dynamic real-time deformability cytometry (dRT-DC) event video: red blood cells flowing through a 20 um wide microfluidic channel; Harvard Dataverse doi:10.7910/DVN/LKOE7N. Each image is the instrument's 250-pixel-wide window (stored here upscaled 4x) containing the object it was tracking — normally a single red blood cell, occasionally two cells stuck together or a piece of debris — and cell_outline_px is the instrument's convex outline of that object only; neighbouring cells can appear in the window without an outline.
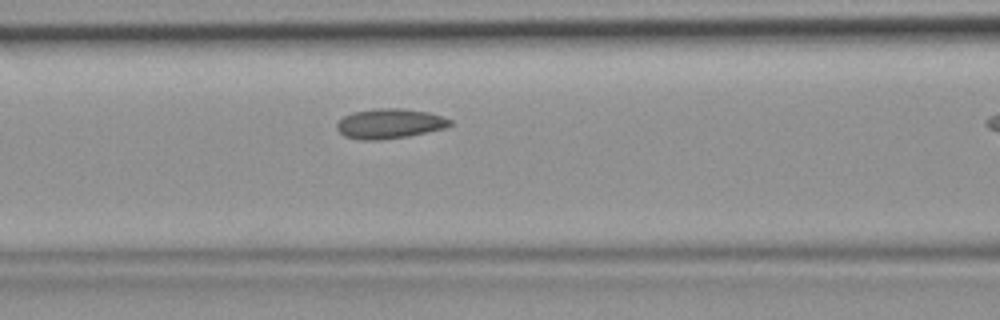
{"species": "common noctule bat (a hibernating species)", "species_latin": "Nyctalus noctula", "temperature_condition": "room temperature", "stored_images_in_passage": 6, "camera_frame_rate_fps": 3000, "um_per_image_px": 0.085, "animal": {"sex": "female", "body_mass_g": 19.9}, "frame": {"image": 1, "passage_image": 5, "time_ms": 1.333, "image_size_px": [1000, 320], "cell_outline_px": [[452, 124], [448, 128], [408, 136], [384, 140], [360, 140], [344, 136], [336, 128], [336, 124], [344, 116], [352, 112], [372, 108], [400, 108], [428, 112], [452, 120]], "centroid_in_image_um": [33.12, 10.51], "position_along_channel_um": 133.5, "area_um2": 19.94}}